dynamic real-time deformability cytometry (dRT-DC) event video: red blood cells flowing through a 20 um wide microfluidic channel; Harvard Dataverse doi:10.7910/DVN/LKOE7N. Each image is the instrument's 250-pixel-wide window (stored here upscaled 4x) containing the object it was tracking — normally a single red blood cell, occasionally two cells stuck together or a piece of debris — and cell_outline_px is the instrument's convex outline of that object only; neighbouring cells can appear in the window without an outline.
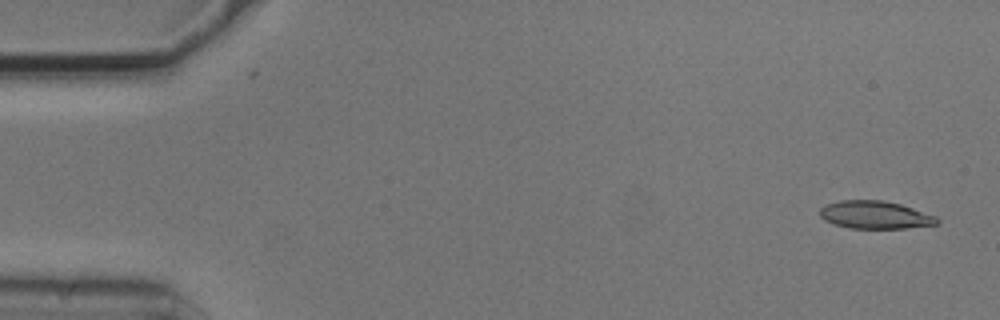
{"species": "common noctule bat (a hibernating species)", "species_latin": "Nyctalus noctula", "temperature_condition": "cold", "stored_images_in_passage": 10, "camera_frame_rate_fps": 3000, "um_per_image_px": 0.085, "animal": {"sex": "male", "body_mass_g": 20.5, "forearm_length_mm": 52.5}, "frame": {"image": 1, "passage_image": 1, "time_ms": 0.0, "image_size_px": [1000, 320], "cell_outline_px": [[940, 220], [936, 224], [904, 228], [848, 228], [832, 224], [824, 220], [820, 216], [820, 208], [824, 204], [840, 200], [884, 200], [900, 204], [936, 216]], "centroid_in_image_um": [74.33, 18.26], "position_along_channel_um": 10.7, "area_um2": 19.02}}